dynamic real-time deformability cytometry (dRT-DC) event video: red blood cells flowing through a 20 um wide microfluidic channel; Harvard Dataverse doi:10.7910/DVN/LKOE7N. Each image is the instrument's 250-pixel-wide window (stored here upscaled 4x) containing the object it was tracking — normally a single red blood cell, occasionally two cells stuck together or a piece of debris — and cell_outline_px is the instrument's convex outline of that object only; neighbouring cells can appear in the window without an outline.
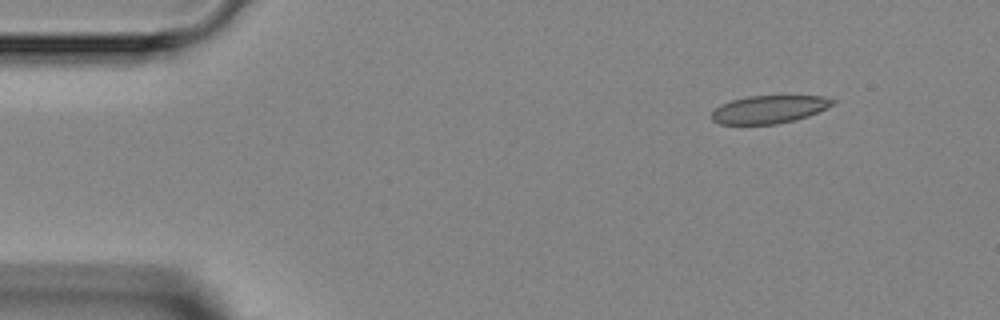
{"species": "Egyptian fruit bat (a non-hibernating species)", "species_latin": "Rousettus aegyptiacus", "temperature_condition": "room temperature", "stored_images_in_passage": 4, "camera_frame_rate_fps": 3000, "um_per_image_px": 0.085, "animal": {"sex": "female"}, "frame": {"image": 1, "passage_image": 4, "time_ms": 4.333, "image_size_px": [1000, 320], "cell_outline_px": [[836, 100], [832, 104], [808, 116], [776, 124], [720, 124], [712, 120], [712, 112], [720, 104], [732, 100], [748, 96], [824, 96]], "centroid_in_image_um": [65.33, 9.29], "position_along_channel_um": 19.7, "area_um2": 19.36}}